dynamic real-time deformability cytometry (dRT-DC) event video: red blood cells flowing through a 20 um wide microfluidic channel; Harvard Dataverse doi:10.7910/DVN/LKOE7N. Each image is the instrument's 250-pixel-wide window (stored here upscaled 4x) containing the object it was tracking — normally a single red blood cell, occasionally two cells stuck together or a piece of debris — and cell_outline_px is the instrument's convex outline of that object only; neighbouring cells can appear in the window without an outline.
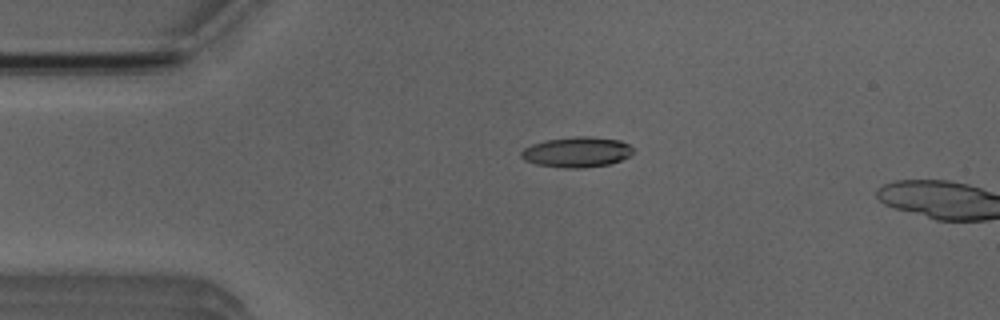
{"species": "Egyptian fruit bat (a non-hibernating species)", "species_latin": "Rousettus aegyptiacus", "temperature_condition": "room temperature", "stored_images_in_passage": 4, "camera_frame_rate_fps": 3000, "um_per_image_px": 0.085, "animal": {"sex": "male"}, "frame": {"image": 1, "passage_image": 3, "time_ms": 3.333, "image_size_px": [1000, 320], "cell_outline_px": [[636, 152], [620, 160], [608, 164], [584, 168], [564, 168], [536, 164], [524, 160], [520, 156], [520, 152], [524, 148], [532, 144], [548, 140], [580, 136], [588, 136], [620, 140], [636, 148]], "centroid_in_image_um": [49.06, 12.93], "position_along_channel_um": 35.9, "area_um2": 19.83}}